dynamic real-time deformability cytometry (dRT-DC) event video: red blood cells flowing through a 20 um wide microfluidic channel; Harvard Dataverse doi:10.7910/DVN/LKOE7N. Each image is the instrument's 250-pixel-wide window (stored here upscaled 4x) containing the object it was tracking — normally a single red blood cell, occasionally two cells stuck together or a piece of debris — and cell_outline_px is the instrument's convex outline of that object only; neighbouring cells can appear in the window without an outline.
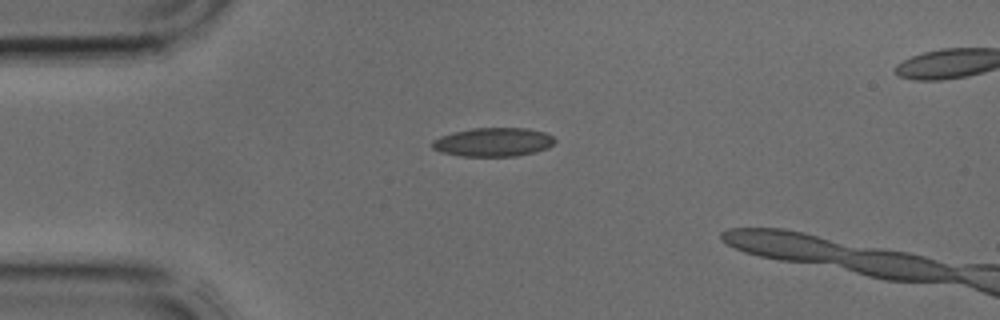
{"species": "common noctule bat (a hibernating species)", "species_latin": "Nyctalus noctula", "temperature_condition": "cold", "stored_images_in_passage": 3, "camera_frame_rate_fps": 3000, "um_per_image_px": 0.085, "animal": {"sex": "male", "body_mass_g": 17.9, "forearm_length_mm": 54.2}, "frame": {"image": 1, "passage_image": 1, "time_ms": 0.0, "image_size_px": [1000, 320], "cell_outline_px": [[556, 140], [548, 148], [536, 152], [516, 156], [460, 156], [440, 152], [432, 148], [432, 140], [440, 136], [452, 132], [472, 128], [528, 128], [544, 132], [552, 136]], "centroid_in_image_um": [41.91, 12.08], "position_along_channel_um": 43.1, "area_um2": 20.69}}